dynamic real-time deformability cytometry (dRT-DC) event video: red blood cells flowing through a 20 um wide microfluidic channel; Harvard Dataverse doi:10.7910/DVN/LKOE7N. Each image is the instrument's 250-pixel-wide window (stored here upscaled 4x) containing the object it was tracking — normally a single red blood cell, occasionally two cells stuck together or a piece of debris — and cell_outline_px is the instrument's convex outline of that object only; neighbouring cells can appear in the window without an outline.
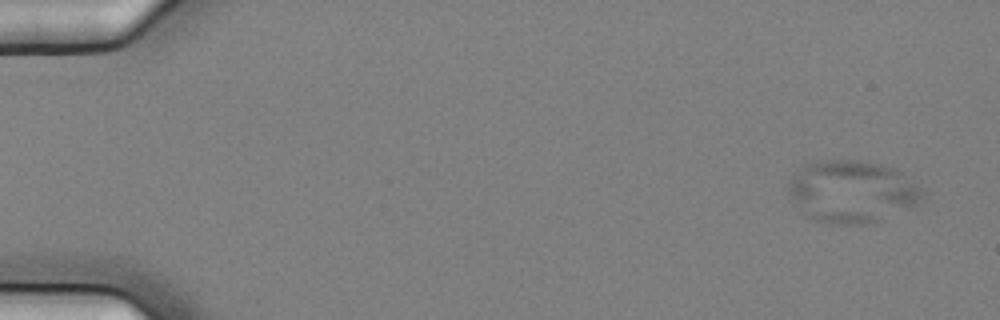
{"species": "common noctule bat (a hibernating species)", "species_latin": "Nyctalus noctula", "temperature_condition": "cold", "stored_images_in_passage": 7, "camera_frame_rate_fps": 3000, "um_per_image_px": 0.085, "animal": {"sex": "female", "body_mass_g": 25.1}, "frame": {"image": 1, "passage_image": 2, "time_ms": 0.333, "image_size_px": [1000, 320], "cell_outline_px": [[924, 196], [916, 204], [872, 224], [828, 224], [816, 220], [800, 212], [792, 204], [788, 192], [788, 184], [792, 176], [804, 164], [816, 160], [860, 160], [880, 164], [892, 168], [900, 172], [916, 184], [924, 192]], "centroid_in_image_um": [72.35, 16.29], "position_along_channel_um": 12.7, "area_um2": 48.84}}